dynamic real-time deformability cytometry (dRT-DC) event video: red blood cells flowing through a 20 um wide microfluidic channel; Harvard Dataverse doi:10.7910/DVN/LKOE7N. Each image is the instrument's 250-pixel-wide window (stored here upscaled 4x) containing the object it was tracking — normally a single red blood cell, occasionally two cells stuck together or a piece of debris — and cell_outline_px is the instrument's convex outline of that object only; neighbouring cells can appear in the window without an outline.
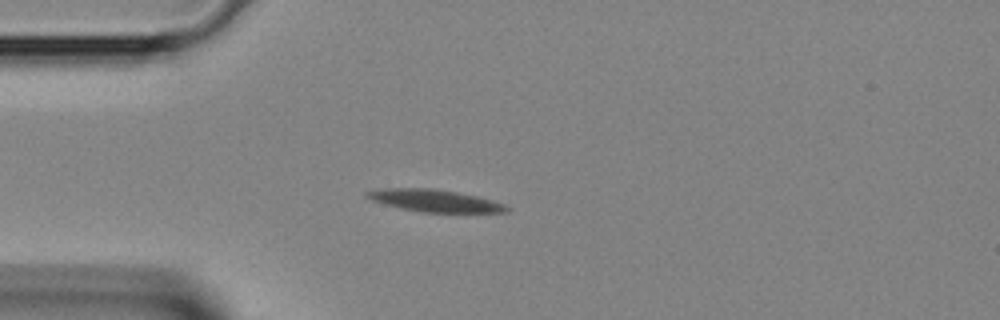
{"species": "Egyptian fruit bat (a non-hibernating species)", "species_latin": "Rousettus aegyptiacus", "temperature_condition": "room temperature", "stored_images_in_passage": 31, "camera_frame_rate_fps": 3000, "um_per_image_px": 0.085, "animal": {"sex": "female"}, "frame": {"image": 1, "passage_image": 1, "time_ms": 0.0, "image_size_px": [1000, 320], "cell_outline_px": [[512, 208], [508, 212], [424, 212], [400, 208], [384, 204], [372, 200], [364, 196], [364, 192], [384, 188], [432, 188], [456, 192], [476, 196], [492, 200], [504, 204]], "centroid_in_image_um": [36.94, 17.05], "position_along_channel_um": 48.1, "area_um2": 17.98}}
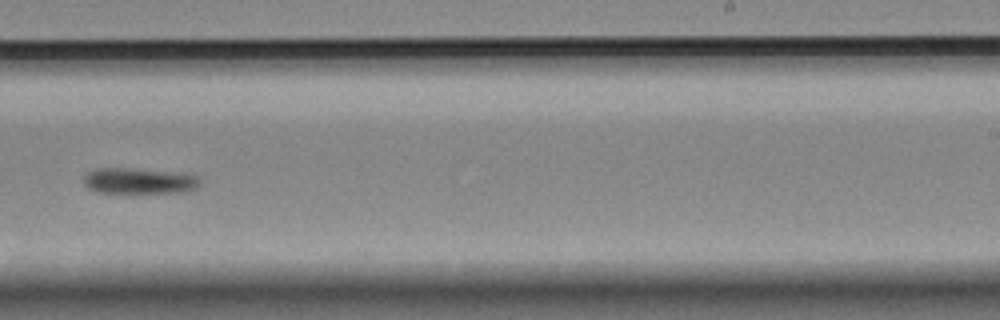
{"frame": {"image": 2, "passage_image": 16, "time_ms": 5.0, "image_size_px": [1000, 320], "cell_outline_px": [[200, 188], [192, 192], [96, 192], [88, 188], [84, 184], [84, 176], [88, 172], [96, 168], [128, 168], [192, 172], [200, 180]], "centroid_in_image_um": [11.94, 15.36], "position_along_channel_um": 277.1, "area_um2": 18.03}}
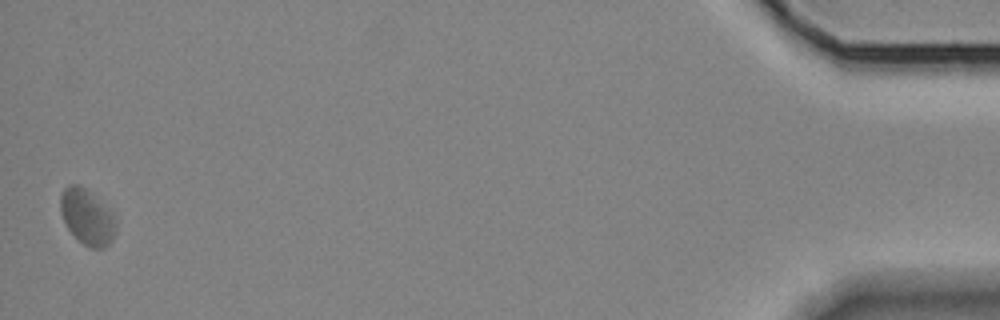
{"frame": {"image": 3, "passage_image": 31, "time_ms": 10.0, "image_size_px": [1000, 320], "cell_outline_px": [[116, 228], [112, 240], [104, 248], [92, 248], [84, 244], [68, 228], [60, 212], [60, 196], [64, 188], [68, 184], [80, 184], [116, 220]], "centroid_in_image_um": [7.36, 18.45], "position_along_channel_um": 427.8, "area_um2": 17.17}}